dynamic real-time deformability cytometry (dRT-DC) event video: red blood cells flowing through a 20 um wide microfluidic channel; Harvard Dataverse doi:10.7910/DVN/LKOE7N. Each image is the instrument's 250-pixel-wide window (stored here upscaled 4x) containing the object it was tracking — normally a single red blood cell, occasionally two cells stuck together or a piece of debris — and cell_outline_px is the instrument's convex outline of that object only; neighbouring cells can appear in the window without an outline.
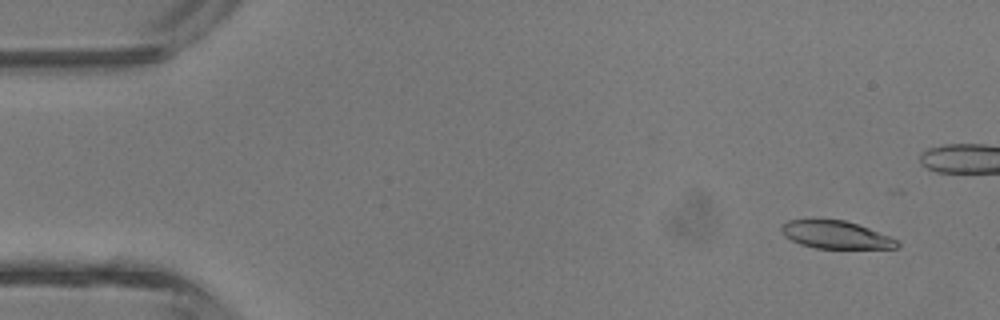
{"species": "common noctule bat (a hibernating species)", "species_latin": "Nyctalus noctula", "temperature_condition": "room temperature", "stored_images_in_passage": 35, "camera_frame_rate_fps": 3000, "um_per_image_px": 0.085, "animal": {"sex": "male", "body_mass_g": 13.3}, "frame": {"image": 1, "passage_image": 3, "time_ms": 0.667, "image_size_px": [1000, 320], "cell_outline_px": [[900, 244], [896, 248], [816, 248], [800, 244], [784, 236], [780, 228], [788, 220], [844, 220], [868, 228], [900, 240]], "centroid_in_image_um": [71.06, 19.97], "position_along_channel_um": 13.9, "area_um2": 18.44}}
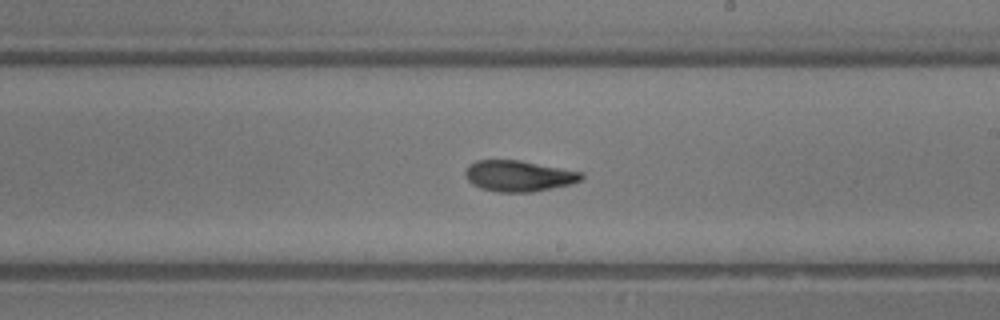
{"frame": {"image": 2, "passage_image": 25, "time_ms": 8.0, "image_size_px": [1000, 320], "cell_outline_px": [[584, 176], [580, 180], [572, 184], [532, 192], [496, 192], [480, 188], [472, 184], [468, 180], [464, 172], [468, 164], [476, 160], [520, 160], [584, 172]], "centroid_in_image_um": [44.09, 14.95], "position_along_channel_um": 244.9, "area_um2": 21.15}}
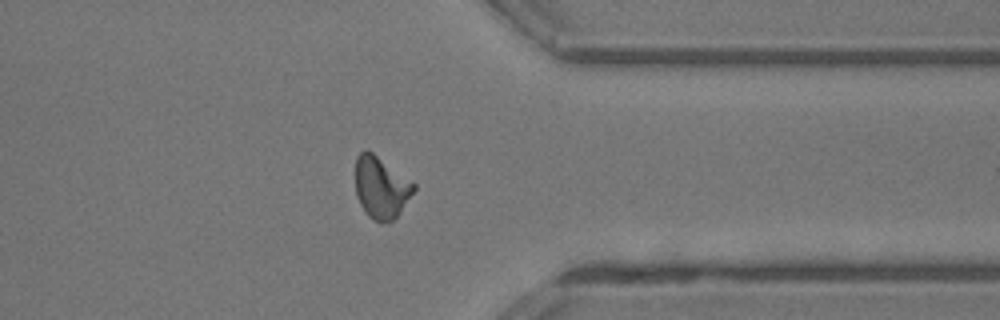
{"frame": {"image": 3, "passage_image": 34, "time_ms": 11.0, "image_size_px": [1000, 320], "cell_outline_px": [[416, 188], [400, 212], [392, 220], [384, 224], [380, 224], [368, 216], [360, 204], [356, 196], [356, 156], [364, 148], [372, 152], [416, 184]], "centroid_in_image_um": [32.38, 15.94], "position_along_channel_um": 379.0, "area_um2": 21.04}}